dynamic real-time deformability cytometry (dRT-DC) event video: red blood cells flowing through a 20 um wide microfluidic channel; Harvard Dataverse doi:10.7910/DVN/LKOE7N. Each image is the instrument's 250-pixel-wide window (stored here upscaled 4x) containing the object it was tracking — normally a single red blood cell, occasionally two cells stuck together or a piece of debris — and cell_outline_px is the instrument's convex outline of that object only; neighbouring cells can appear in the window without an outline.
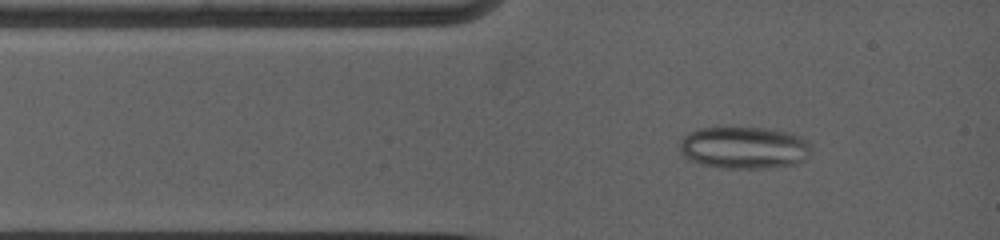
{"species": "common noctule bat (a hibernating species)", "species_latin": "Nyctalus noctula", "temperature_condition": "warm", "stored_images_in_passage": 28, "camera_frame_rate_fps": 5000, "um_per_image_px": 0.085, "animal": {"sex": "female", "body_mass_g": 19.0, "forearm_length_mm": 53.3}, "frame": {"image": 1, "passage_image": 2, "time_ms": 0.6, "image_size_px": [1000, 240], "cell_outline_px": [[808, 152], [804, 160], [796, 164], [764, 168], [720, 168], [700, 164], [688, 160], [680, 152], [680, 140], [684, 136], [700, 128], [764, 128], [784, 132], [800, 136], [808, 140]], "centroid_in_image_um": [63.2, 12.57], "position_along_channel_um": 21.8, "area_um2": 32.02}}
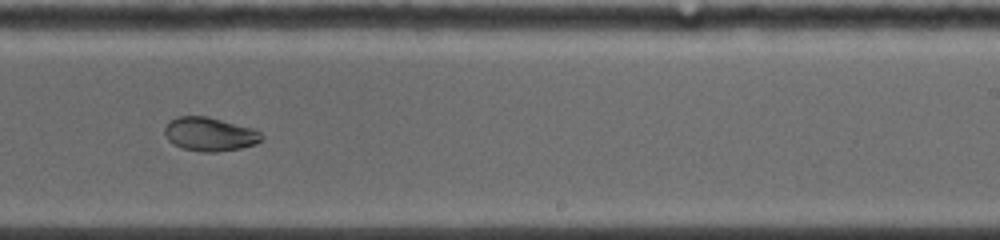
{"frame": {"image": 2, "passage_image": 15, "time_ms": 7.4, "image_size_px": [1000, 240], "cell_outline_px": [[264, 136], [256, 144], [240, 148], [216, 152], [200, 152], [184, 148], [168, 140], [164, 132], [164, 128], [176, 116], [208, 116], [256, 128]], "centroid_in_image_um": [17.87, 11.39], "position_along_channel_um": 271.1, "area_um2": 19.13}}
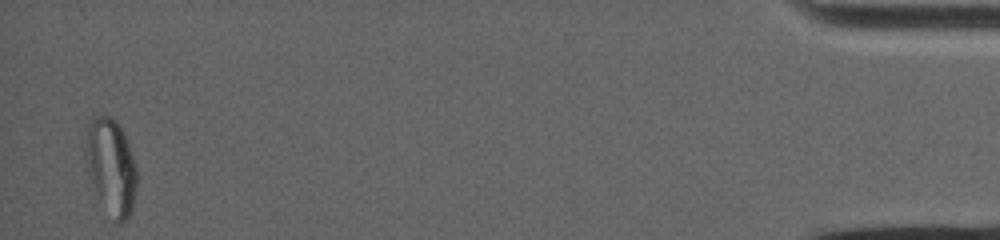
{"frame": {"image": 3, "passage_image": 28, "time_ms": 14.8, "image_size_px": [1000, 240], "cell_outline_px": [[136, 188], [132, 208], [128, 216], [120, 224], [112, 224], [88, 176], [88, 124], [92, 116], [112, 116], [116, 120], [128, 144], [136, 168]], "centroid_in_image_um": [9.46, 14.24], "position_along_channel_um": 425.7, "area_um2": 28.09}, "authors_computed_cell_mechanics": {"area_um2": 22.9466, "velocity_mm_per_s": 3.8849, "shape_relaxation_time_tau1_ms": null, "shape_relaxation_time_tau2_ms": 1.6978, "deformation_change_tau1": null, "deformation_change_tau2": 0.0419}}